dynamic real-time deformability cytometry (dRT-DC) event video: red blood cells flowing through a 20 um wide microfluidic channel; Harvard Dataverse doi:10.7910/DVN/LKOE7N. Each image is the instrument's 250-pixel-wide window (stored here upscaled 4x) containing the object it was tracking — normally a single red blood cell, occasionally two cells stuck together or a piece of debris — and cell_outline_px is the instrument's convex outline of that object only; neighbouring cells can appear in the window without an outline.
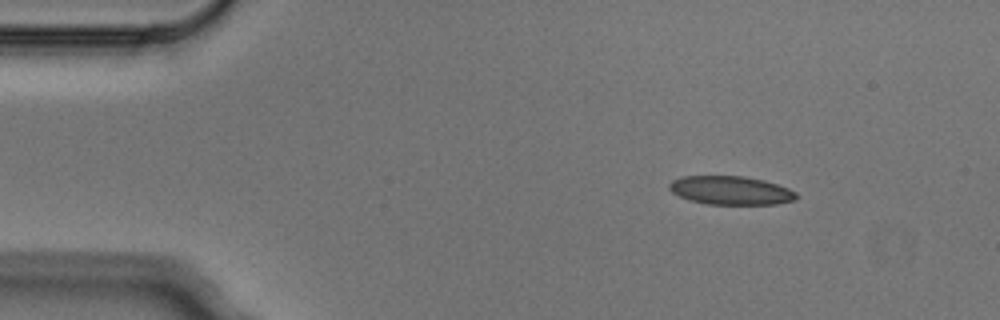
{"species": "Egyptian fruit bat (a non-hibernating species)", "species_latin": "Rousettus aegyptiacus", "temperature_condition": "cold", "stored_images_in_passage": 3, "camera_frame_rate_fps": 3000, "um_per_image_px": 0.085, "animal": {"sex": "male"}, "frame": {"image": 1, "passage_image": 1, "time_ms": 0.0, "image_size_px": [1000, 320], "cell_outline_px": [[800, 196], [796, 200], [776, 204], [708, 204], [688, 200], [672, 192], [668, 188], [668, 184], [672, 180], [680, 176], [744, 176], [764, 180], [788, 188], [796, 192]], "centroid_in_image_um": [62.12, 16.18], "position_along_channel_um": 22.9, "area_um2": 21.33}}